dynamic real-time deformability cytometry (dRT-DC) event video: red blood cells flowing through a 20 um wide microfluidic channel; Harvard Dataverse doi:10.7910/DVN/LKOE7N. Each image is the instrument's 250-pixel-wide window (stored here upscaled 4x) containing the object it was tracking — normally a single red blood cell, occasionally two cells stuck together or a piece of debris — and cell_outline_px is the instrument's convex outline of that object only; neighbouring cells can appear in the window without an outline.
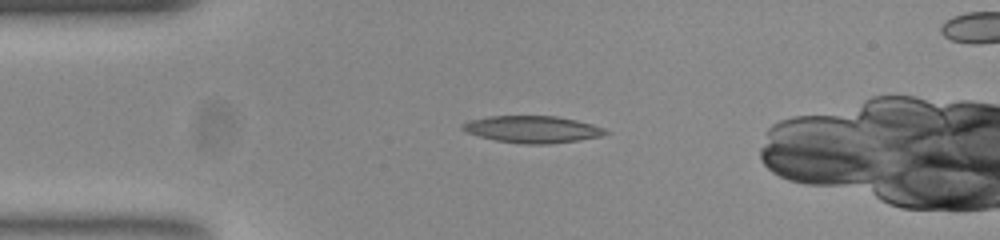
{"species": "common noctule bat (a hibernating species)", "species_latin": "Nyctalus noctula", "temperature_condition": "room temperature", "stored_images_in_passage": 42, "camera_frame_rate_fps": 3000, "um_per_image_px": 0.085, "animal": {"sex": "female", "body_mass_g": 23.0, "forearm_length_mm": 53.4}, "frame": {"image": 1, "passage_image": 1, "time_ms": 0.0, "image_size_px": [1000, 240], "cell_outline_px": [[612, 132], [600, 136], [580, 140], [548, 144], [524, 144], [496, 140], [480, 136], [468, 132], [460, 128], [460, 124], [468, 120], [488, 116], [556, 116], [576, 120], [592, 124], [604, 128]], "centroid_in_image_um": [45.26, 10.99], "position_along_channel_um": 39.7, "area_um2": 22.48}}
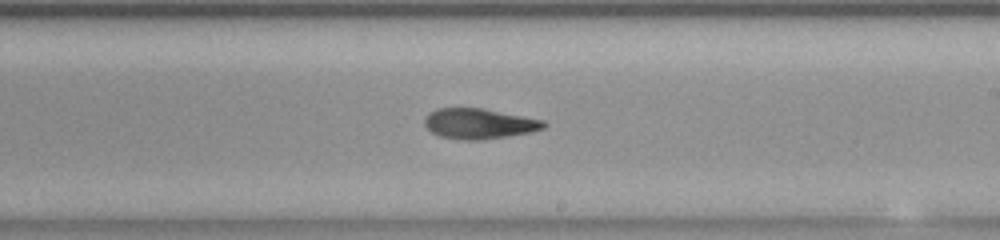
{"frame": {"image": 2, "passage_image": 19, "time_ms": 6.0, "image_size_px": [1000, 240], "cell_outline_px": [[548, 124], [544, 128], [528, 132], [480, 140], [464, 140], [440, 136], [432, 132], [424, 124], [424, 120], [428, 112], [436, 108], [484, 108], [544, 120]], "centroid_in_image_um": [40.7, 10.49], "position_along_channel_um": 248.3, "area_um2": 20.98}}
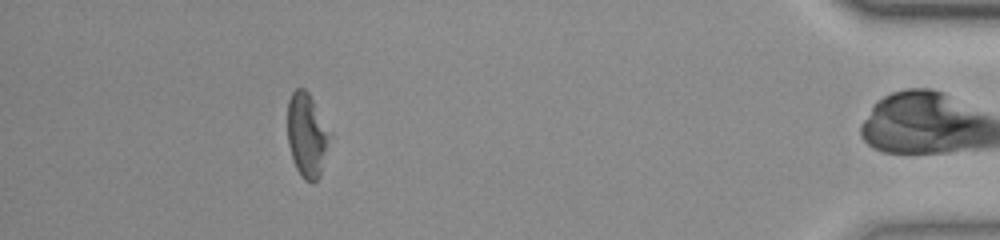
{"frame": {"image": 3, "passage_image": 36, "time_ms": 11.667, "image_size_px": [1000, 240], "cell_outline_px": [[328, 136], [320, 176], [312, 184], [304, 180], [300, 176], [292, 160], [288, 144], [288, 100], [292, 92], [296, 88], [304, 88], [308, 92], [312, 100]], "centroid_in_image_um": [26.0, 11.53], "position_along_channel_um": 409.2, "area_um2": 19.71}, "authors_computed_cell_mechanics": {"area_um2": 21.1548, "velocity_mm_per_s": 3.9064, "shape_relaxation_time_tau1_ms": null, "shape_relaxation_time_tau2_ms": 7.0654, "deformation_change_tau1": null, "deformation_change_tau2": 0.1634}}